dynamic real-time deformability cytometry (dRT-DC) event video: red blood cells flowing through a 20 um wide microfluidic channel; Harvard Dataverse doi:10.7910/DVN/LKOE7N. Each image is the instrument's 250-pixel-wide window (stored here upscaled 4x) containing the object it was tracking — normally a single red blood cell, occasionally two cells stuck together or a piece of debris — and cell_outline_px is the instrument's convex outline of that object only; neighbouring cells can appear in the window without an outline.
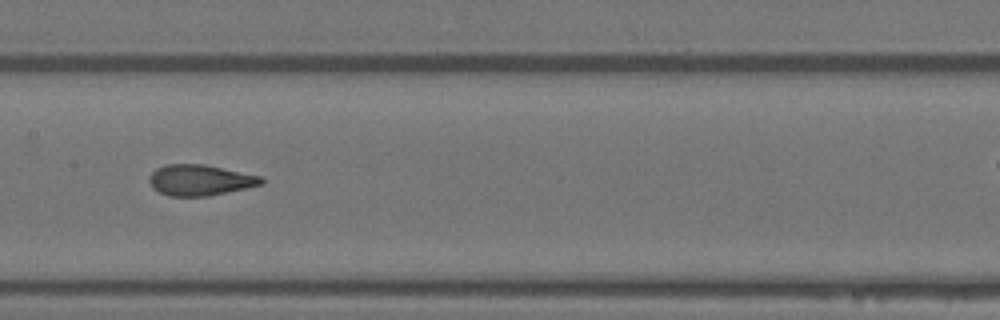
{"species": "Egyptian fruit bat (a non-hibernating species)", "species_latin": "Rousettus aegyptiacus", "temperature_condition": "warm", "stored_images_in_passage": 9, "segment_of_instrument_passage": [1, 2], "camera_frame_rate_fps": 3000, "um_per_image_px": 0.085, "animal": {"sex": "female"}, "frame": {"image": 1, "passage_image": 6, "time_ms": 1.667, "image_size_px": [1000, 320], "cell_outline_px": [[264, 184], [208, 196], [168, 196], [152, 188], [148, 180], [148, 176], [156, 168], [164, 164], [204, 164], [260, 176], [264, 180]], "centroid_in_image_um": [16.96, 15.3], "position_along_channel_um": 190.4, "area_um2": 20.17}}
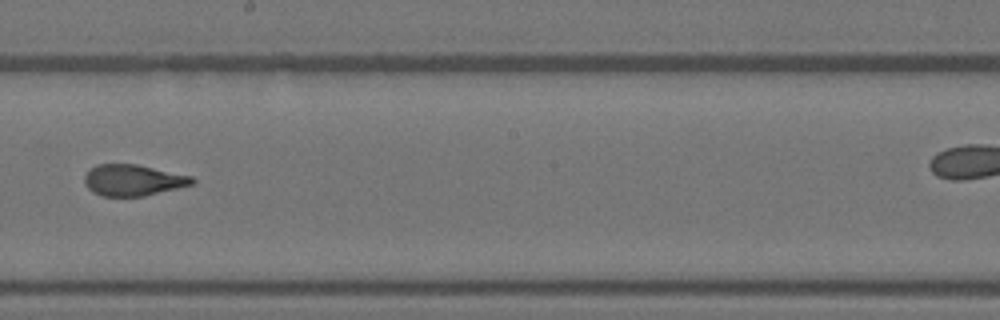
{"frame": {"image": 2, "passage_image": 7, "time_ms": 2.0, "image_size_px": [1000, 320], "cell_outline_px": [[196, 180], [192, 184], [144, 196], [100, 196], [92, 192], [84, 184], [84, 176], [96, 164], [136, 164], [192, 176]], "centroid_in_image_um": [11.28, 15.31], "position_along_channel_um": 236.9, "area_um2": 19.48}}
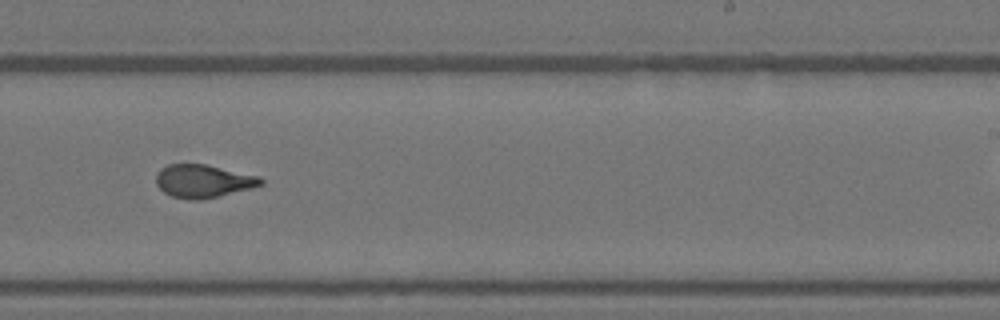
{"frame": {"image": 3, "passage_image": 8, "time_ms": 2.333, "image_size_px": [1000, 320], "cell_outline_px": [[264, 184], [252, 188], [216, 196], [196, 200], [188, 200], [172, 196], [164, 192], [156, 184], [156, 172], [160, 168], [168, 164], [204, 164], [260, 176], [264, 180]], "centroid_in_image_um": [17.26, 15.38], "position_along_channel_um": 271.7, "area_um2": 20.11}}